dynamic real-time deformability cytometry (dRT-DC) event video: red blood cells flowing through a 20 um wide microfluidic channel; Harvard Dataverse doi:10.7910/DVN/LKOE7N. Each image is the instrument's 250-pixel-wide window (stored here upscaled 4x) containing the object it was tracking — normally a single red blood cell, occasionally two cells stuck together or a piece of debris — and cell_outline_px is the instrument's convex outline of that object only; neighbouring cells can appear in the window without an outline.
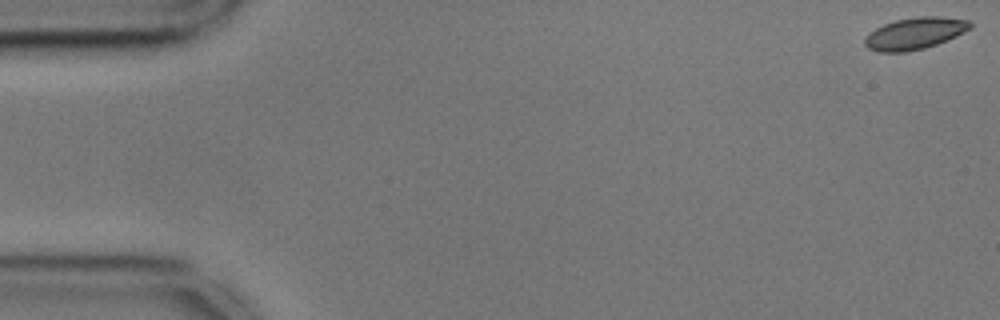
{"species": "common noctule bat (a hibernating species)", "species_latin": "Nyctalus noctula", "temperature_condition": "cold", "stored_images_in_passage": 56, "camera_frame_rate_fps": 3000, "um_per_image_px": 0.085, "animal": {"sex": "male", "body_mass_g": 17.9, "forearm_length_mm": 54.2}, "frame": {"image": 1, "passage_image": 1, "time_ms": 0.0, "image_size_px": [1000, 320], "cell_outline_px": [[972, 28], [948, 40], [924, 48], [904, 52], [876, 52], [868, 48], [864, 44], [864, 40], [876, 28], [884, 24], [896, 20], [916, 16], [940, 16], [972, 20]], "centroid_in_image_um": [77.81, 2.83], "position_along_channel_um": 7.2, "area_um2": 19.59}}
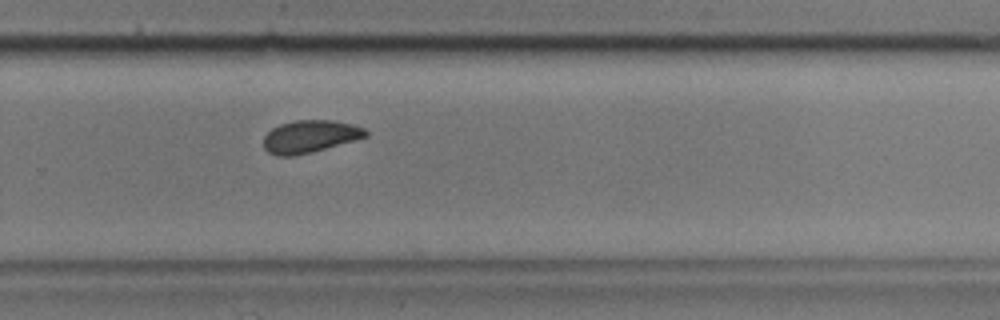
{"frame": {"image": 2, "passage_image": 37, "time_ms": 12.0, "image_size_px": [1000, 320], "cell_outline_px": [[368, 136], [324, 148], [292, 156], [276, 156], [268, 152], [264, 148], [264, 136], [272, 128], [280, 124], [296, 120], [332, 120], [352, 124], [364, 128], [368, 132]], "centroid_in_image_um": [26.32, 11.59], "position_along_channel_um": 303.5, "area_um2": 19.02}}
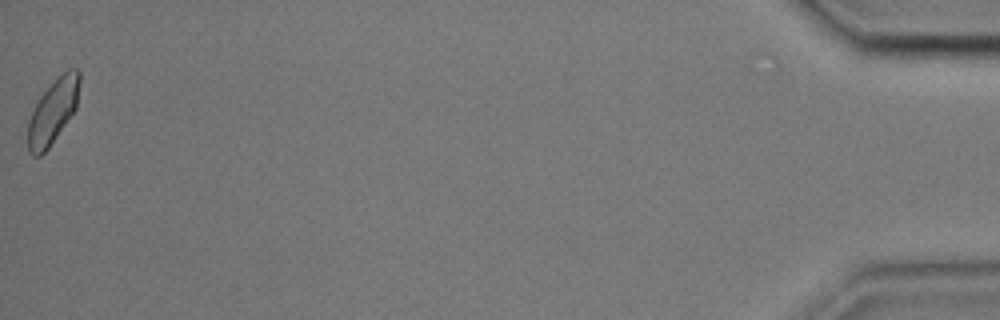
{"frame": {"image": 3, "passage_image": 56, "time_ms": 18.333, "image_size_px": [1000, 320], "cell_outline_px": [[80, 80], [76, 108], [48, 148], [40, 156], [32, 156], [28, 152], [28, 124], [32, 112], [40, 96], [68, 68], [76, 68], [80, 72]], "centroid_in_image_um": [4.5, 9.48], "position_along_channel_um": 430.7, "area_um2": 18.9}, "authors_computed_cell_mechanics": {"area_um2": 19.4786, "velocity_mm_per_s": 3.5637, "shape_relaxation_time_tau1_ms": null, "shape_relaxation_time_tau2_ms": 1.6947, "deformation_change_tau1": null, "deformation_change_tau2": 0.0406}}